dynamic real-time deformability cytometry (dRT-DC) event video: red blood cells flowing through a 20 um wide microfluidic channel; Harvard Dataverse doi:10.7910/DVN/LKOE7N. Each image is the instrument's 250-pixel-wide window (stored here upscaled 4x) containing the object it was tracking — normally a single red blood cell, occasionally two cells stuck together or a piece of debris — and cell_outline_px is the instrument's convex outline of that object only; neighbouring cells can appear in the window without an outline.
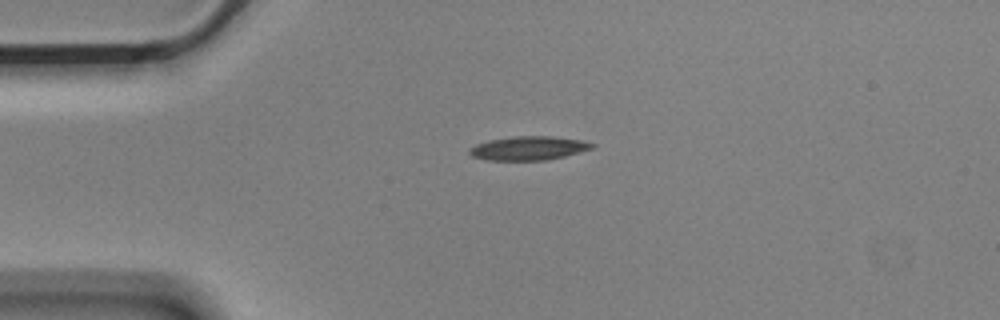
{"species": "Egyptian fruit bat (a non-hibernating species)", "species_latin": "Rousettus aegyptiacus", "temperature_condition": "cold", "stored_images_in_passage": 4, "camera_frame_rate_fps": 3000, "um_per_image_px": 0.085, "animal": {"sex": "male"}, "frame": {"image": 1, "passage_image": 4, "time_ms": 1.0, "image_size_px": [1000, 320], "cell_outline_px": [[596, 144], [592, 148], [564, 156], [548, 160], [488, 160], [472, 156], [468, 152], [468, 148], [476, 144], [488, 140], [516, 136], [552, 136], [580, 140]], "centroid_in_image_um": [44.89, 12.59], "position_along_channel_um": 40.1, "area_um2": 16.94}}